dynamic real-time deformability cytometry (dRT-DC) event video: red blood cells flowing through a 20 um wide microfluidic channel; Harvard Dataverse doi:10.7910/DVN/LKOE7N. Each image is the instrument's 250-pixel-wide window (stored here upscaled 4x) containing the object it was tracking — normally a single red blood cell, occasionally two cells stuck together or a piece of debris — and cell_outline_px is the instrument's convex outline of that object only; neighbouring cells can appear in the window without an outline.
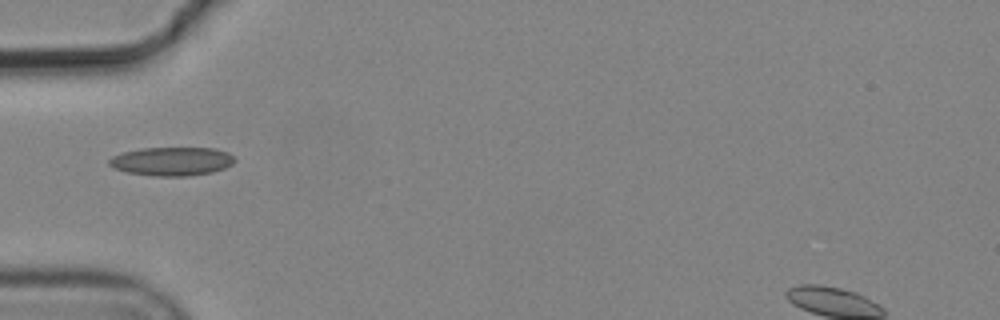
{"species": "common noctule bat (a hibernating species)", "species_latin": "Nyctalus noctula", "temperature_condition": "cold", "stored_images_in_passage": 6, "camera_frame_rate_fps": 3000, "um_per_image_px": 0.085, "animal": {"sex": "male", "body_mass_g": 19.2, "forearm_length_mm": 51.8}, "frame": {"image": 1, "passage_image": 6, "time_ms": 1.667, "image_size_px": [1000, 320], "cell_outline_px": [[236, 160], [232, 164], [224, 168], [212, 172], [188, 176], [156, 176], [128, 172], [112, 168], [108, 164], [108, 160], [112, 156], [124, 152], [140, 148], [216, 148], [228, 152]], "centroid_in_image_um": [14.6, 13.71], "position_along_channel_um": 70.4, "area_um2": 20.98}}